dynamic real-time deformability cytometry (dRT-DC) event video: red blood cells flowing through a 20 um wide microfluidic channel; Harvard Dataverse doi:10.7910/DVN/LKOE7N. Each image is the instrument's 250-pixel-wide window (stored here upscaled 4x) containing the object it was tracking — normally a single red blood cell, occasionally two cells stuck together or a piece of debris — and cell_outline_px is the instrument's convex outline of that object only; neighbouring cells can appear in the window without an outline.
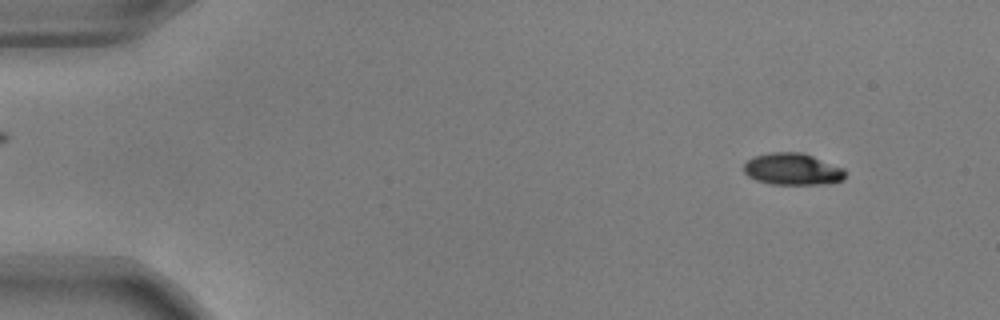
{"species": "common noctule bat (a hibernating species)", "species_latin": "Nyctalus noctula", "temperature_condition": "warm", "stored_images_in_passage": 53, "camera_frame_rate_fps": 3000, "um_per_image_px": 0.085, "animal": {"sex": "male", "body_mass_g": 17.9, "forearm_length_mm": 54.2}, "frame": {"image": 1, "passage_image": 5, "time_ms": 1.333, "image_size_px": [1000, 320], "cell_outline_px": [[844, 180], [828, 184], [772, 184], [756, 180], [748, 176], [744, 172], [744, 164], [752, 156], [768, 152], [804, 152], [844, 168]], "centroid_in_image_um": [67.36, 14.37], "position_along_channel_um": 17.6, "area_um2": 19.02}}
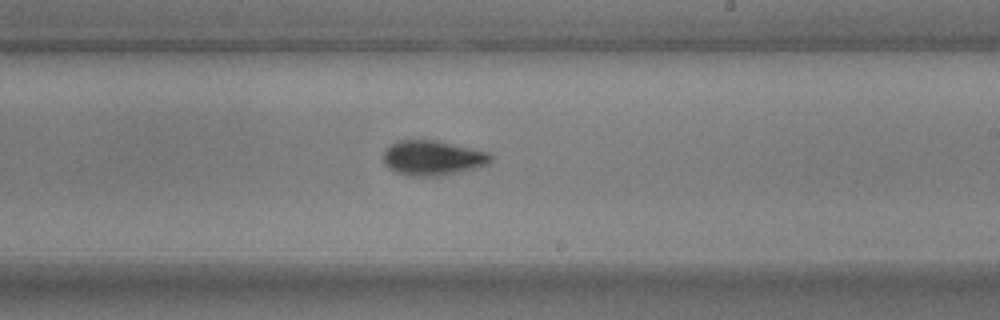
{"frame": {"image": 2, "passage_image": 32, "time_ms": 10.333, "image_size_px": [1000, 320], "cell_outline_px": [[492, 160], [488, 164], [456, 172], [436, 176], [408, 176], [396, 172], [388, 168], [384, 164], [384, 152], [392, 144], [400, 140], [436, 140], [488, 152], [492, 156]], "centroid_in_image_um": [36.75, 13.42], "position_along_channel_um": 252.2, "area_um2": 21.5}}
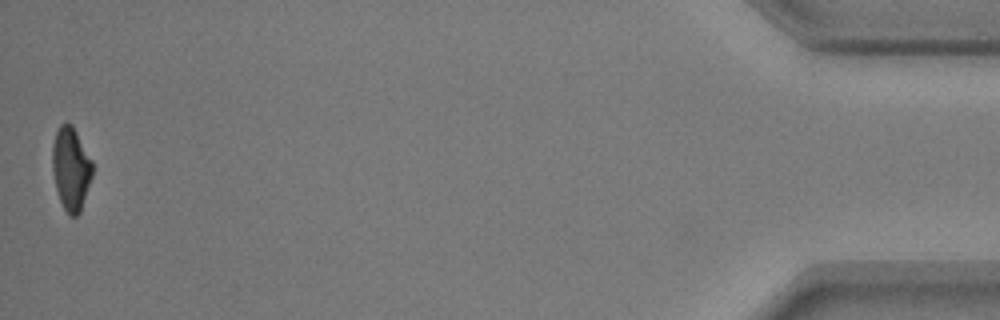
{"frame": {"image": 3, "passage_image": 53, "time_ms": 17.333, "image_size_px": [1000, 320], "cell_outline_px": [[92, 176], [80, 212], [76, 216], [68, 216], [60, 200], [56, 188], [52, 168], [52, 144], [56, 132], [60, 124], [72, 124], [92, 160]], "centroid_in_image_um": [6.02, 14.34], "position_along_channel_um": 429.2, "area_um2": 19.31}, "authors_computed_cell_mechanics": {"area_um2": 20.519, "velocity_mm_per_s": 3.7744, "shape_relaxation_time_tau1_ms": 3.6678, "shape_relaxation_time_tau2_ms": 3.0548, "deformation_change_tau1": 0.174, "deformation_change_tau2": 0.0762}}